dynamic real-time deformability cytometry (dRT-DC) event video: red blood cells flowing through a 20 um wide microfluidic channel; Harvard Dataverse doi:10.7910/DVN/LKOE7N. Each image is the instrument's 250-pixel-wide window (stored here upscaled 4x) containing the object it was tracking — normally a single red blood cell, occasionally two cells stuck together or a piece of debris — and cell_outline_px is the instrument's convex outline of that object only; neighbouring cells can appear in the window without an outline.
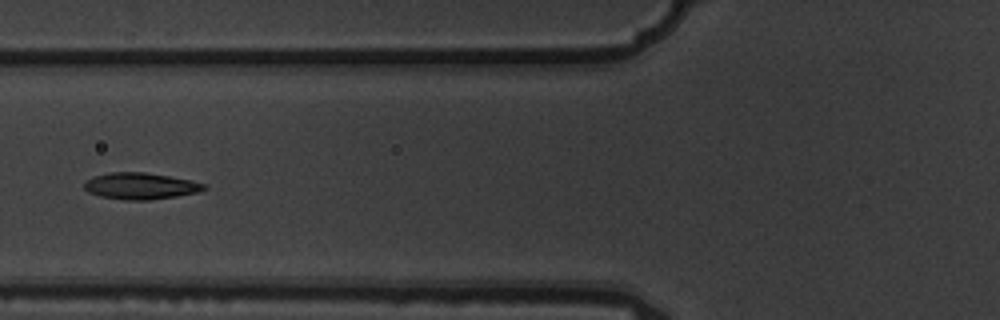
{"species": "common noctule bat (a hibernating species)", "species_latin": "Nyctalus noctula", "temperature_condition": "warm", "stored_images_in_passage": 11, "camera_frame_rate_fps": 3000, "um_per_image_px": 0.085, "animal": {"sex": "male", "body_mass_g": 19.5, "forearm_length_mm": 54.6}, "frame": {"image": 1, "passage_image": 3, "time_ms": 0.667, "image_size_px": [1000, 320], "cell_outline_px": [[208, 188], [196, 192], [176, 196], [148, 200], [124, 200], [100, 196], [88, 192], [84, 188], [84, 184], [92, 176], [108, 172], [144, 172], [168, 176], [208, 184]], "centroid_in_image_um": [11.92, 15.81], "position_along_channel_um": 113.9, "area_um2": 18.44}}
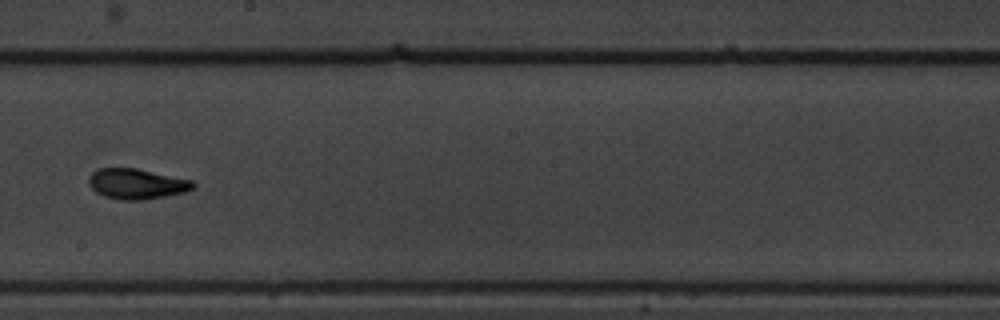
{"frame": {"image": 2, "passage_image": 6, "time_ms": 1.667, "image_size_px": [1000, 320], "cell_outline_px": [[196, 184], [192, 188], [184, 192], [164, 196], [140, 200], [120, 200], [104, 196], [96, 192], [88, 184], [88, 176], [92, 172], [100, 168], [136, 168], [192, 180]], "centroid_in_image_um": [11.58, 15.62], "position_along_channel_um": 236.6, "area_um2": 18.38}}
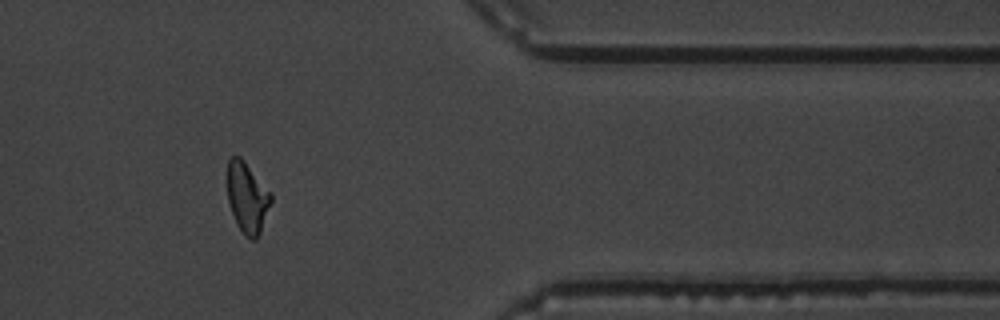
{"frame": {"image": 3, "passage_image": 10, "time_ms": 3.0, "image_size_px": [1000, 320], "cell_outline_px": [[272, 200], [260, 232], [256, 240], [252, 240], [244, 236], [236, 224], [228, 200], [228, 160], [232, 156], [240, 156], [244, 160], [272, 192]], "centroid_in_image_um": [21.03, 16.8], "position_along_channel_um": 390.4, "area_um2": 18.03}}